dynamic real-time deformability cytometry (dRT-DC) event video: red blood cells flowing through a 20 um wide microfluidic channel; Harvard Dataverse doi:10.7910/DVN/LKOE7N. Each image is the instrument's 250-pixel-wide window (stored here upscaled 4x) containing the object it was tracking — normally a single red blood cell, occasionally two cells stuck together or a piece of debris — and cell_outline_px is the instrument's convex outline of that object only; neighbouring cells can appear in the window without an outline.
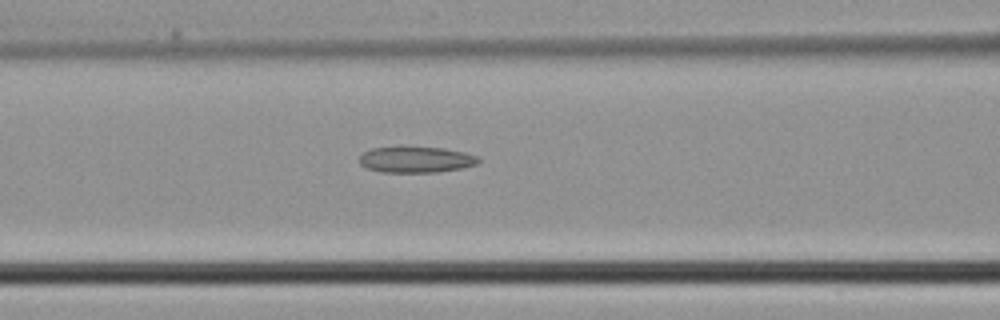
{"species": "common noctule bat (a hibernating species)", "species_latin": "Nyctalus noctula", "temperature_condition": "cold", "stored_images_in_passage": 4, "camera_frame_rate_fps": 3000, "um_per_image_px": 0.085, "animal": {"sex": "male", "body_mass_g": 21.5, "forearm_length_mm": 52.0}, "frame": {"image": 1, "passage_image": 4, "time_ms": 1.0, "image_size_px": [1000, 320], "cell_outline_px": [[480, 160], [476, 164], [460, 168], [436, 172], [384, 172], [368, 168], [360, 164], [360, 156], [364, 152], [372, 148], [400, 144], [444, 148], [464, 152], [476, 156]], "centroid_in_image_um": [35.31, 13.51], "position_along_channel_um": 131.3, "area_um2": 18.55}}